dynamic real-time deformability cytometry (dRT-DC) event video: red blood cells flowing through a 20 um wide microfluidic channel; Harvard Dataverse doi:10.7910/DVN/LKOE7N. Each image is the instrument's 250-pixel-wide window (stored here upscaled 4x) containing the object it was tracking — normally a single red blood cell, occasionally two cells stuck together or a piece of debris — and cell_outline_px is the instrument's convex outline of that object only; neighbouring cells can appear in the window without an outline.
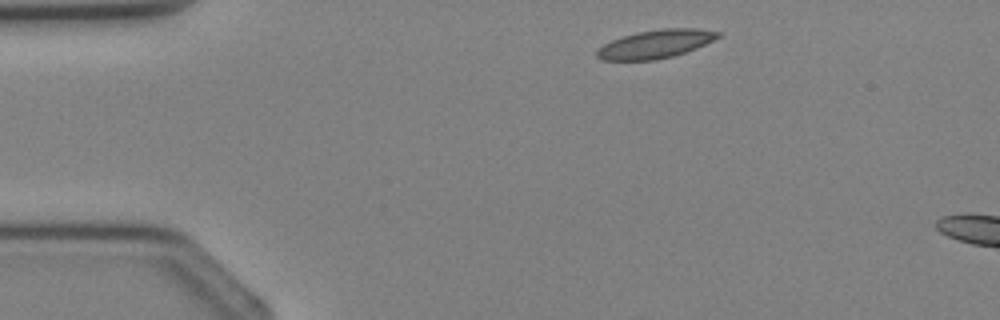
{"species": "Egyptian fruit bat (a non-hibernating species)", "species_latin": "Rousettus aegyptiacus", "temperature_condition": "cold", "stored_images_in_passage": 2, "camera_frame_rate_fps": 3000, "um_per_image_px": 0.085, "animal": {"sex": "female"}, "frame": {"image": 1, "passage_image": 1, "time_ms": 0.0, "image_size_px": [1000, 320], "cell_outline_px": [[720, 36], [696, 48], [672, 56], [656, 60], [604, 60], [596, 56], [596, 52], [604, 44], [612, 40], [636, 32], [664, 28], [696, 28], [720, 32]], "centroid_in_image_um": [55.71, 3.74], "position_along_channel_um": 29.3, "area_um2": 19.71}}